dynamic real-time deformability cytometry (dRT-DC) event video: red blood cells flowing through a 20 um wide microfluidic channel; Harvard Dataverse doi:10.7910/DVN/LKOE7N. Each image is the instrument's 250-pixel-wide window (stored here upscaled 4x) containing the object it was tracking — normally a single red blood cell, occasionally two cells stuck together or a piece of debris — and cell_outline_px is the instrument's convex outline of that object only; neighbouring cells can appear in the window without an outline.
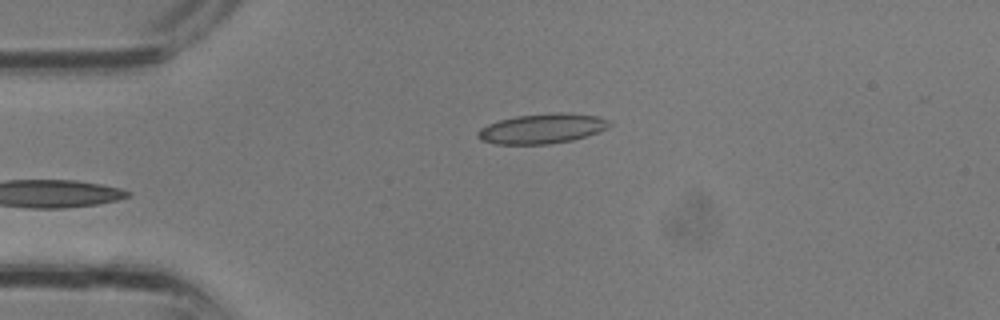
{"species": "common noctule bat (a hibernating species)", "species_latin": "Nyctalus noctula", "temperature_condition": "room temperature", "stored_images_in_passage": 24, "camera_frame_rate_fps": 3000, "um_per_image_px": 0.085, "animal": {"sex": "male", "body_mass_g": 13.3}, "frame": {"image": 1, "passage_image": 1, "time_ms": 0.0, "image_size_px": [1000, 320], "cell_outline_px": [[612, 124], [596, 132], [572, 140], [548, 144], [496, 144], [480, 140], [476, 136], [476, 132], [480, 128], [488, 124], [500, 120], [516, 116], [556, 112], [568, 112], [596, 116], [608, 120]], "centroid_in_image_um": [46.02, 10.93], "position_along_channel_um": 39.0, "area_um2": 22.77}}
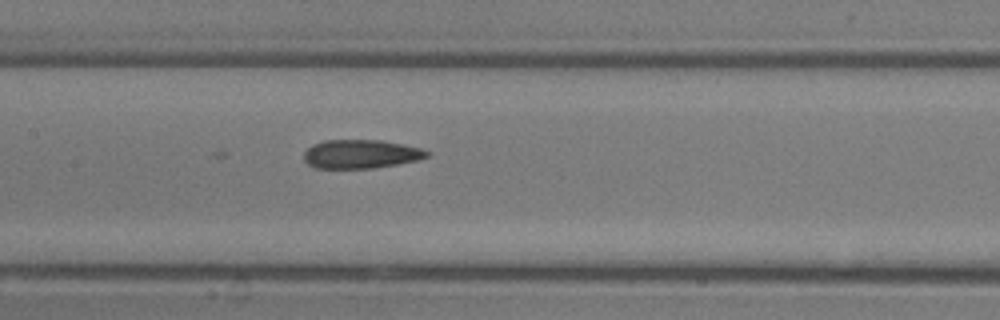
{"frame": {"image": 2, "passage_image": 9, "time_ms": 2.667, "image_size_px": [1000, 320], "cell_outline_px": [[432, 152], [428, 156], [416, 160], [396, 164], [372, 168], [312, 168], [304, 160], [304, 152], [312, 144], [324, 140], [380, 140], [420, 148]], "centroid_in_image_um": [30.63, 13.09], "position_along_channel_um": 176.8, "area_um2": 20.52}}
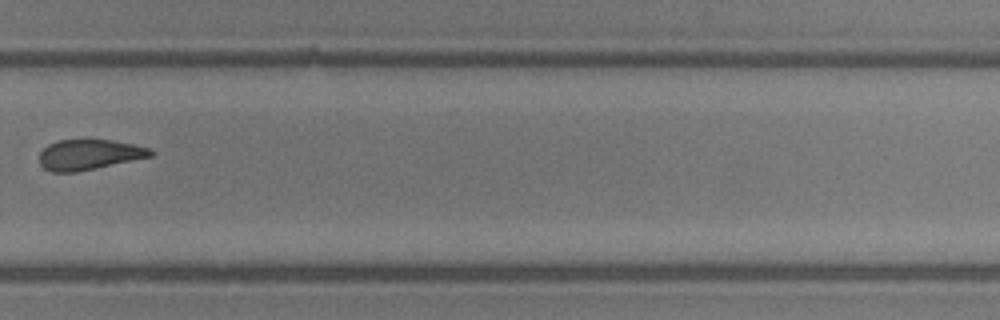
{"frame": {"image": 3, "passage_image": 16, "time_ms": 5.0, "image_size_px": [1000, 320], "cell_outline_px": [[156, 152], [152, 156], [96, 168], [76, 172], [52, 172], [44, 168], [40, 164], [40, 152], [48, 144], [60, 140], [112, 140], [132, 144], [148, 148]], "centroid_in_image_um": [7.57, 13.14], "position_along_channel_um": 322.2, "area_um2": 19.48}}